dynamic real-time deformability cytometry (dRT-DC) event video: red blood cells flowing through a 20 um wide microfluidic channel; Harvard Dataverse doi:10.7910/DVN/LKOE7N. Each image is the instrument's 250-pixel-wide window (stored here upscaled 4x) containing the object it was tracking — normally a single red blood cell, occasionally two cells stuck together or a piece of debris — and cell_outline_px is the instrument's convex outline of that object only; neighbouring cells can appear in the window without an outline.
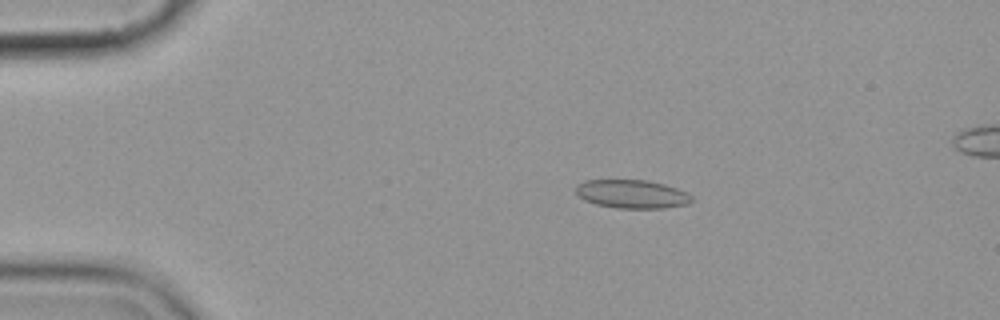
{"species": "common noctule bat (a hibernating species)", "species_latin": "Nyctalus noctula", "temperature_condition": "cold", "stored_images_in_passage": 15, "camera_frame_rate_fps": 3000, "um_per_image_px": 0.085, "animal": {"sex": "female", "body_mass_g": 19.9}, "frame": {"image": 1, "passage_image": 2, "time_ms": 2.0, "image_size_px": [1000, 320], "cell_outline_px": [[692, 200], [688, 204], [664, 208], [616, 208], [596, 204], [584, 200], [576, 192], [576, 184], [584, 180], [648, 180], [664, 184], [688, 192], [692, 196]], "centroid_in_image_um": [53.72, 16.49], "position_along_channel_um": 31.3, "area_um2": 19.31}}
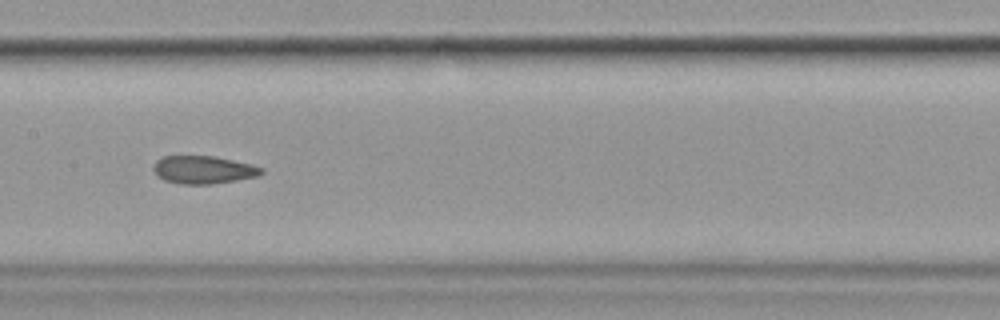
{"frame": {"image": 2, "passage_image": 7, "time_ms": 8.0, "image_size_px": [1000, 320], "cell_outline_px": [[264, 172], [260, 176], [212, 184], [180, 184], [164, 180], [156, 176], [152, 168], [156, 160], [164, 156], [216, 156], [252, 164], [264, 168]], "centroid_in_image_um": [17.3, 14.43], "position_along_channel_um": 190.1, "area_um2": 17.8}}
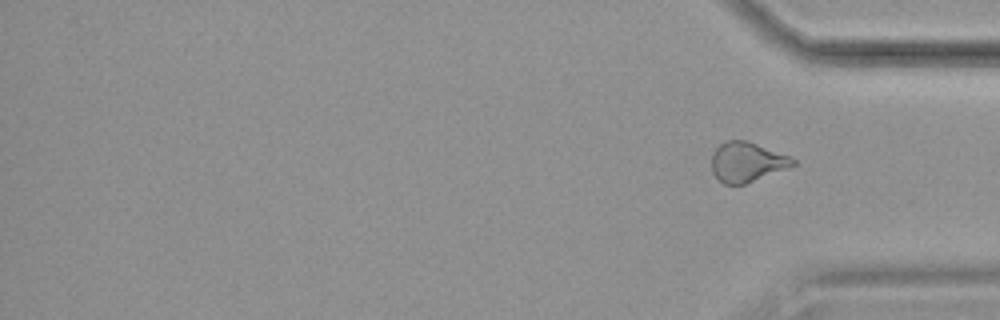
{"frame": {"image": 3, "passage_image": 15, "time_ms": 18.0, "image_size_px": [1000, 320], "cell_outline_px": [[800, 164], [744, 184], [724, 184], [712, 172], [712, 152], [720, 144], [728, 140], [748, 140], [788, 156], [796, 160]], "centroid_in_image_um": [63.51, 13.76], "position_along_channel_um": 371.7, "area_um2": 18.84}, "authors_computed_cell_mechanics": {"area_um2": 18.1492, "velocity_mm_per_s": 3.5655, "shape_relaxation_time_tau1_ms": 5.4903, "shape_relaxation_time_tau2_ms": 2.1502, "deformation_change_tau1": 0.1166, "deformation_change_tau2": 0.0824}}